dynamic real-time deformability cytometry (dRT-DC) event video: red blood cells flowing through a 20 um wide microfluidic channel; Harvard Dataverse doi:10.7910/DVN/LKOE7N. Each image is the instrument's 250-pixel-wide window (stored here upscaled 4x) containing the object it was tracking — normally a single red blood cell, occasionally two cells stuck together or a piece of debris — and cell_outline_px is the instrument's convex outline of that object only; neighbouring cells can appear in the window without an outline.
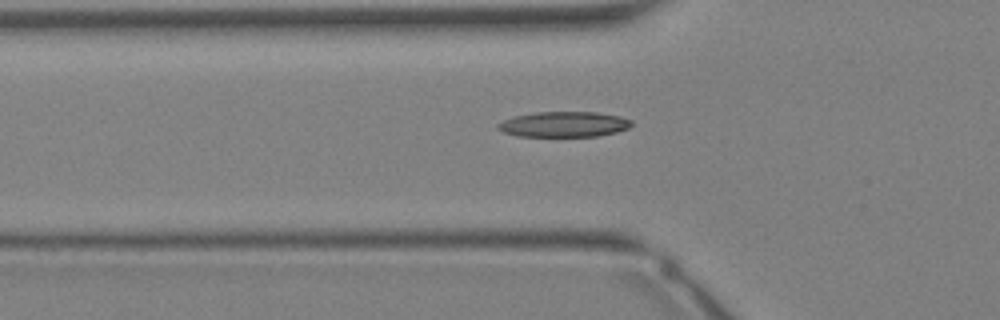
{"species": "Egyptian fruit bat (a non-hibernating species)", "species_latin": "Rousettus aegyptiacus", "temperature_condition": "warm", "stored_images_in_passage": 24, "camera_frame_rate_fps": 3000, "um_per_image_px": 0.085, "animal": {"sex": "female"}, "frame": {"image": 1, "passage_image": 4, "time_ms": 1.0, "image_size_px": [1000, 320], "cell_outline_px": [[632, 124], [628, 128], [616, 132], [596, 136], [516, 136], [504, 132], [496, 128], [496, 124], [512, 116], [536, 112], [596, 112], [620, 116], [632, 120]], "centroid_in_image_um": [47.91, 10.56], "position_along_channel_um": 77.9, "area_um2": 19.83}}
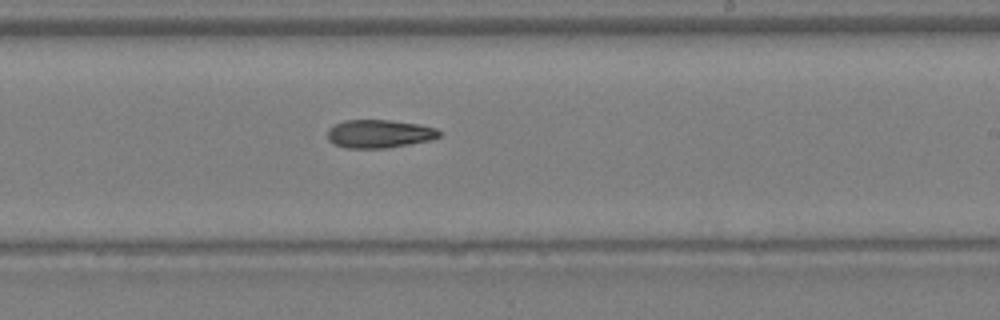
{"frame": {"image": 2, "passage_image": 13, "time_ms": 4.0, "image_size_px": [1000, 320], "cell_outline_px": [[440, 136], [432, 140], [384, 148], [344, 148], [332, 144], [328, 140], [328, 128], [344, 120], [388, 120], [420, 124], [436, 128], [440, 132]], "centroid_in_image_um": [32.22, 11.37], "position_along_channel_um": 256.8, "area_um2": 18.44}}
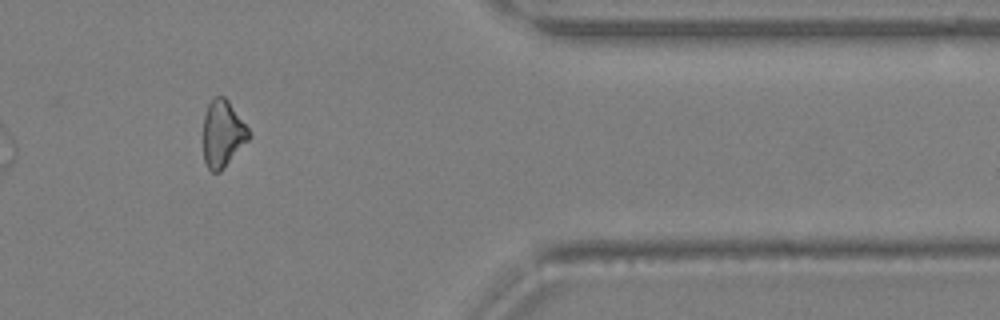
{"frame": {"image": 3, "passage_image": 21, "time_ms": 6.667, "image_size_px": [1000, 320], "cell_outline_px": [[252, 136], [220, 172], [212, 172], [208, 168], [204, 160], [204, 116], [208, 104], [216, 96], [224, 96], [228, 100], [248, 128]], "centroid_in_image_um": [18.94, 11.37], "position_along_channel_um": 392.5, "area_um2": 17.57}}